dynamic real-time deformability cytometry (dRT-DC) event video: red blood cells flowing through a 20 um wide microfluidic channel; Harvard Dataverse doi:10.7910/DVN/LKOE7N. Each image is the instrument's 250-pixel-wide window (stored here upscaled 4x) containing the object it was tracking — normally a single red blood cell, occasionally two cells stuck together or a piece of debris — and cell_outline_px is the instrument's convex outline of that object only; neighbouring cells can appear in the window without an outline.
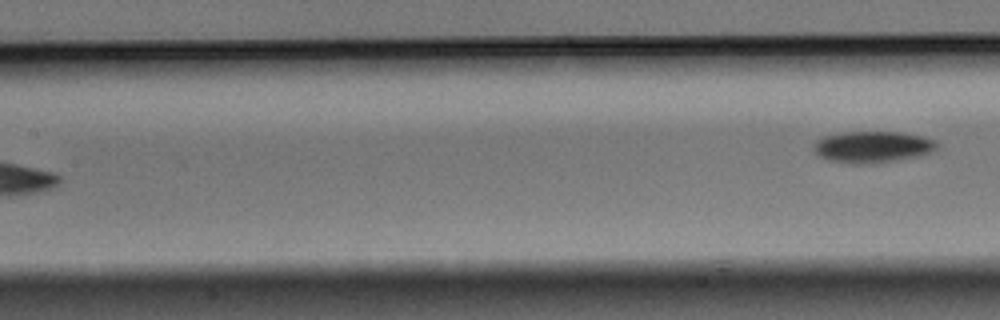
{"species": "Egyptian fruit bat (a non-hibernating species)", "species_latin": "Rousettus aegyptiacus", "temperature_condition": "warm", "stored_images_in_passage": 6, "segment_of_instrument_passage": [2, 2], "camera_frame_rate_fps": 3000, "um_per_image_px": 0.085, "animal": {"sex": "male"}, "frame": {"image": 1, "passage_image": 6, "time_ms": 1.667, "image_size_px": [1000, 320], "cell_outline_px": [[940, 148], [936, 152], [920, 156], [876, 164], [852, 164], [828, 160], [820, 156], [812, 148], [812, 144], [820, 136], [844, 132], [900, 132], [924, 136], [936, 140], [940, 144]], "centroid_in_image_um": [74.22, 12.49], "position_along_channel_um": 133.2, "area_um2": 23.41}}